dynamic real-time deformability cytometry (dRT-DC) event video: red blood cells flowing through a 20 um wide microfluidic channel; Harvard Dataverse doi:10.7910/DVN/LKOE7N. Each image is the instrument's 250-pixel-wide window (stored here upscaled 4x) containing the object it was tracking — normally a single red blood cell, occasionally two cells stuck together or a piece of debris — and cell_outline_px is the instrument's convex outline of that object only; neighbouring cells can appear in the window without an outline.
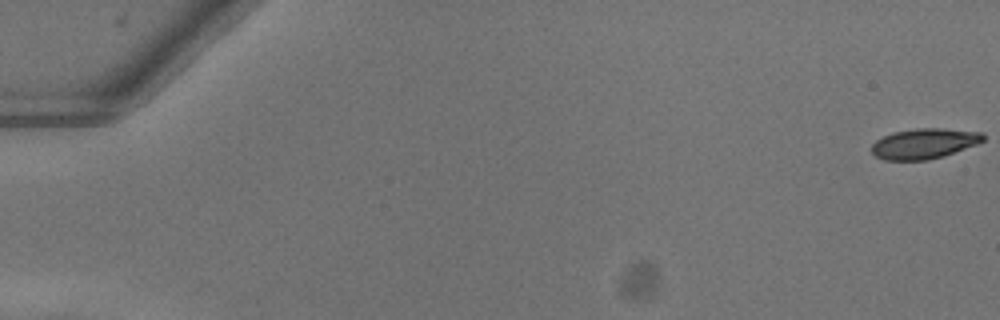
{"species": "common noctule bat (a hibernating species)", "species_latin": "Nyctalus noctula", "temperature_condition": "warm", "stored_images_in_passage": 53, "camera_frame_rate_fps": 3000, "um_per_image_px": 0.085, "animal": {"sex": "female"}, "frame": {"image": 1, "passage_image": 1, "time_ms": 0.0, "image_size_px": [1000, 320], "cell_outline_px": [[984, 140], [976, 144], [944, 156], [928, 160], [884, 160], [876, 156], [872, 152], [872, 144], [876, 140], [892, 132], [916, 128], [940, 128], [984, 132]], "centroid_in_image_um": [78.55, 12.2], "position_along_channel_um": 6.4, "area_um2": 19.71}}
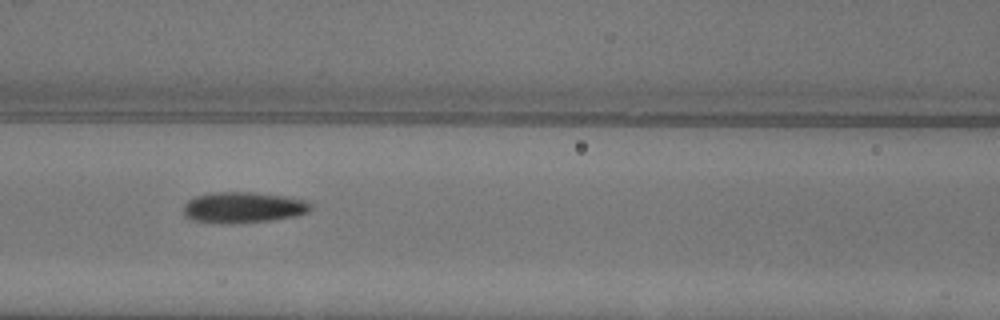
{"frame": {"image": 2, "passage_image": 25, "time_ms": 8.0, "image_size_px": [1000, 320], "cell_outline_px": [[312, 208], [308, 212], [296, 216], [268, 220], [228, 224], [216, 224], [192, 220], [184, 216], [184, 204], [188, 200], [196, 196], [212, 192], [256, 192], [284, 196], [308, 200], [312, 204]], "centroid_in_image_um": [20.67, 17.63], "position_along_channel_um": 145.9, "area_um2": 23.24}}
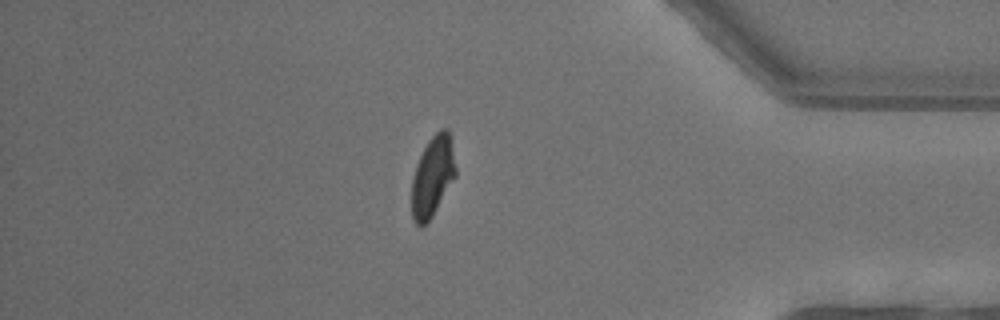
{"frame": {"image": 3, "passage_image": 46, "time_ms": 15.0, "image_size_px": [1000, 320], "cell_outline_px": [[456, 176], [432, 216], [420, 228], [412, 220], [412, 180], [416, 164], [428, 140], [440, 128], [448, 128], [456, 168]], "centroid_in_image_um": [36.76, 14.99], "position_along_channel_um": 398.4, "area_um2": 20.46}, "authors_computed_cell_mechanics": {"area_um2": 21.097, "velocity_mm_per_s": 4.0322, "shape_relaxation_time_tau1_ms": 2.9218, "shape_relaxation_time_tau2_ms": 1.685, "deformation_change_tau1": 0.1609, "deformation_change_tau2": 0.0794}}